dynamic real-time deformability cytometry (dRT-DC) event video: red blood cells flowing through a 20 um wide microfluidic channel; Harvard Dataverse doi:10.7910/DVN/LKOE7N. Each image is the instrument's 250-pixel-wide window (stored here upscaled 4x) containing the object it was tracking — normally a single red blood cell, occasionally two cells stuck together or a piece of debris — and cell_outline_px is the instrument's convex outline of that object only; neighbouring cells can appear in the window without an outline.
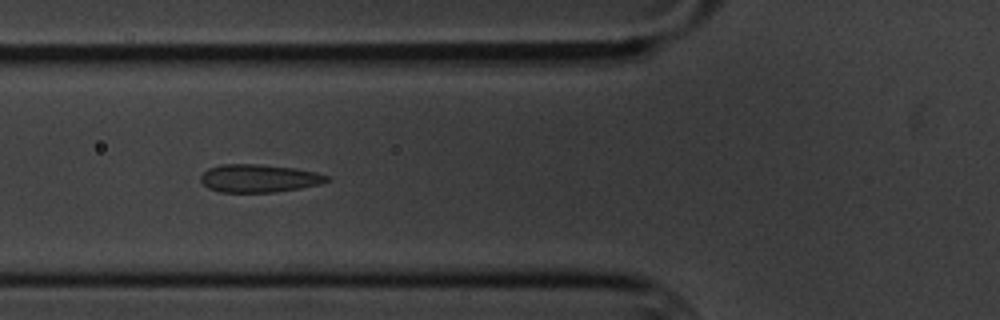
{"species": "common noctule bat (a hibernating species)", "species_latin": "Nyctalus noctula", "temperature_condition": "cold", "stored_images_in_passage": 3, "camera_frame_rate_fps": 3000, "um_per_image_px": 0.085, "animal": {"sex": "male", "body_mass_g": 20.1, "forearm_length_mm": 53.5}, "frame": {"image": 1, "passage_image": 2, "time_ms": 1.333, "image_size_px": [1000, 320], "cell_outline_px": [[332, 180], [320, 184], [300, 188], [276, 192], [220, 192], [208, 188], [200, 180], [200, 176], [208, 168], [220, 164], [256, 164], [296, 168], [316, 172], [328, 176]], "centroid_in_image_um": [22.02, 15.15], "position_along_channel_um": 103.8, "area_um2": 20.63}}
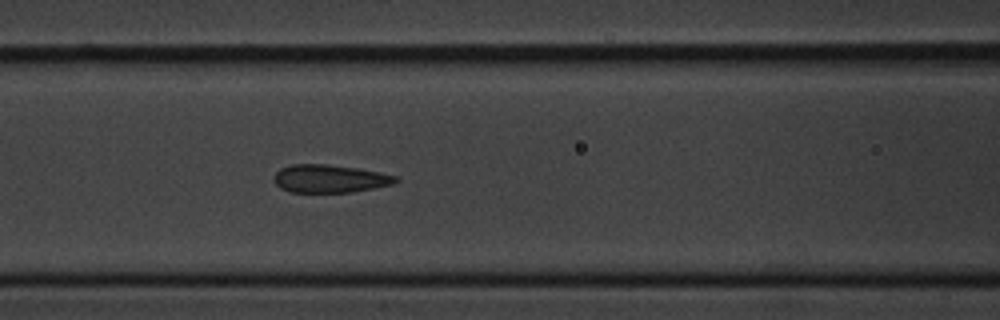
{"frame": {"image": 2, "passage_image": 3, "time_ms": 2.333, "image_size_px": [1000, 320], "cell_outline_px": [[400, 180], [392, 184], [352, 192], [288, 192], [280, 188], [272, 180], [276, 172], [280, 168], [292, 164], [324, 164], [356, 168], [396, 176]], "centroid_in_image_um": [27.96, 15.19], "position_along_channel_um": 138.6, "area_um2": 19.71}}